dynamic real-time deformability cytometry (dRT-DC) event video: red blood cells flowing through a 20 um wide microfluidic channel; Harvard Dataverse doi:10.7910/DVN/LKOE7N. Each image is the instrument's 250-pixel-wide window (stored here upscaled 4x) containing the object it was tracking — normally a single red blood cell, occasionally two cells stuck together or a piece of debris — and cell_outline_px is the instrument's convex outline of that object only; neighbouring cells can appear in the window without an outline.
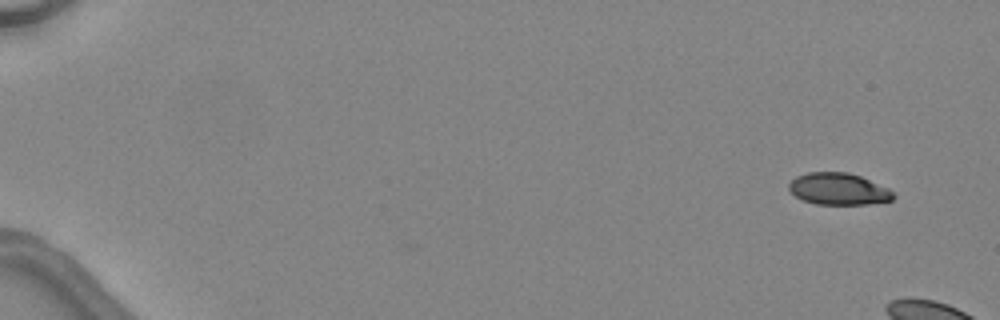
{"species": "common noctule bat (a hibernating species)", "species_latin": "Nyctalus noctula", "temperature_condition": "warm", "stored_images_in_passage": 6, "camera_frame_rate_fps": 3000, "um_per_image_px": 0.085, "animal": {"sex": "female", "body_mass_g": 24.6, "forearm_length_mm": 56.2}, "frame": {"image": 1, "passage_image": 1, "time_ms": 0.0, "image_size_px": [1000, 320], "cell_outline_px": [[896, 196], [892, 200], [868, 204], [816, 204], [804, 200], [796, 196], [788, 188], [788, 184], [796, 176], [808, 172], [848, 172], [860, 176], [888, 188], [896, 192]], "centroid_in_image_um": [71.3, 16.06], "position_along_channel_um": 13.7, "area_um2": 19.36}}